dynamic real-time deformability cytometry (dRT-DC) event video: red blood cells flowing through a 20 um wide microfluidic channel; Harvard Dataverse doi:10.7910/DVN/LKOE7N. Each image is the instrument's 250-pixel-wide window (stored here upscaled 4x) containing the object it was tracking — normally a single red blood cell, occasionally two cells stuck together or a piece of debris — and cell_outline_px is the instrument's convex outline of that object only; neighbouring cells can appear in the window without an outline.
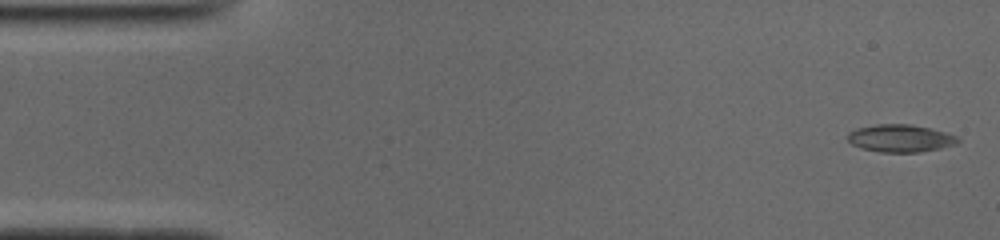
{"species": "common noctule bat (a hibernating species)", "species_latin": "Nyctalus noctula", "temperature_condition": "cold", "stored_images_in_passage": 50, "camera_frame_rate_fps": 3000, "um_per_image_px": 0.085, "animal": {"sex": "male", "body_mass_g": 19.0, "forearm_length_mm": 50.8}, "frame": {"image": 1, "passage_image": 1, "time_ms": 0.0, "image_size_px": [1000, 240], "cell_outline_px": [[960, 140], [956, 144], [940, 148], [920, 152], [880, 152], [860, 148], [852, 144], [848, 140], [848, 132], [856, 128], [876, 124], [912, 124], [944, 132], [956, 136]], "centroid_in_image_um": [76.5, 11.75], "position_along_channel_um": 8.5, "area_um2": 17.63}}
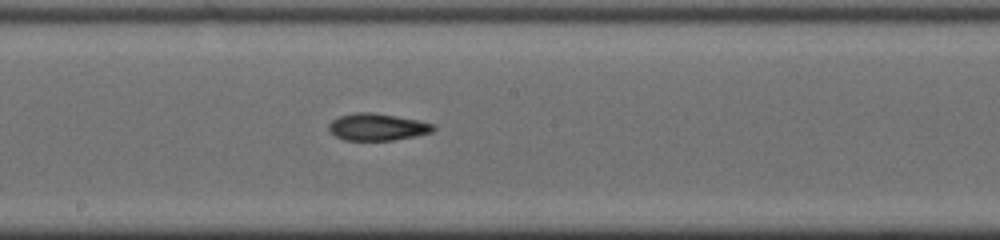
{"frame": {"image": 2, "passage_image": 26, "time_ms": 8.333, "image_size_px": [1000, 240], "cell_outline_px": [[436, 128], [432, 132], [416, 136], [392, 140], [344, 140], [328, 132], [328, 124], [332, 120], [340, 116], [356, 112], [372, 112], [396, 116], [436, 124]], "centroid_in_image_um": [32.06, 10.79], "position_along_channel_um": 216.1, "area_um2": 16.53}}
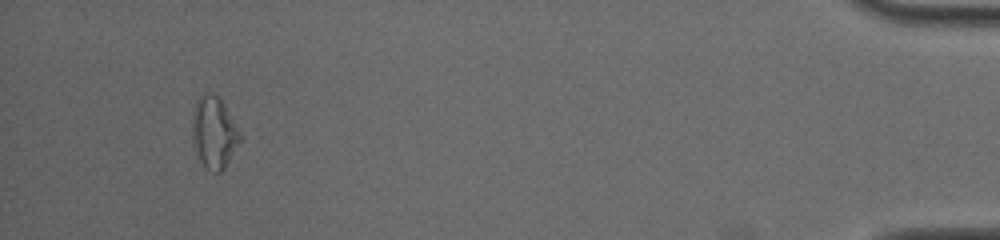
{"frame": {"image": 3, "passage_image": 47, "time_ms": 15.333, "image_size_px": [1000, 240], "cell_outline_px": [[244, 136], [224, 168], [220, 172], [212, 172], [200, 160], [196, 148], [192, 120], [196, 104], [200, 96], [208, 92], [212, 92], [224, 104]], "centroid_in_image_um": [18.26, 11.25], "position_along_channel_um": 416.9, "area_um2": 19.48}, "authors_computed_cell_mechanics": {"area_um2": 16.8198, "velocity_mm_per_s": 3.9403, "shape_relaxation_time_tau1_ms": null, "shape_relaxation_time_tau2_ms": 3.4894, "deformation_change_tau1": null, "deformation_change_tau2": 0.1027}}